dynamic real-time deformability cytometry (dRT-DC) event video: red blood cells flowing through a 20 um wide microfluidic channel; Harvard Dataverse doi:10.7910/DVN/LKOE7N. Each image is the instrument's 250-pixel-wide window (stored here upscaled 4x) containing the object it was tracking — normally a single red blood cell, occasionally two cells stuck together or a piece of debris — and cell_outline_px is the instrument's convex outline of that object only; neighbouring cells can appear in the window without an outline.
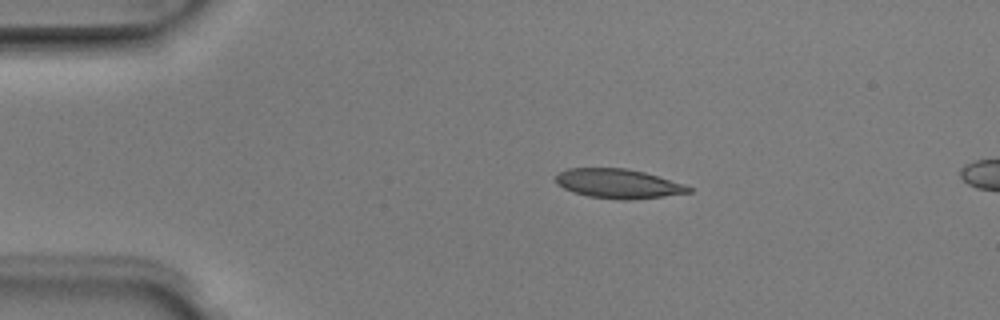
{"species": "Egyptian fruit bat (a non-hibernating species)", "species_latin": "Rousettus aegyptiacus", "temperature_condition": "room temperature", "stored_images_in_passage": 4, "camera_frame_rate_fps": 3000, "um_per_image_px": 0.085, "animal": {"sex": "male"}, "frame": {"image": 1, "passage_image": 2, "time_ms": 0.333, "image_size_px": [1000, 320], "cell_outline_px": [[692, 192], [664, 196], [632, 200], [620, 200], [588, 196], [572, 192], [556, 184], [556, 176], [560, 172], [568, 168], [628, 168], [644, 172], [684, 184], [692, 188]], "centroid_in_image_um": [52.55, 15.61], "position_along_channel_um": 32.5, "area_um2": 22.77}}